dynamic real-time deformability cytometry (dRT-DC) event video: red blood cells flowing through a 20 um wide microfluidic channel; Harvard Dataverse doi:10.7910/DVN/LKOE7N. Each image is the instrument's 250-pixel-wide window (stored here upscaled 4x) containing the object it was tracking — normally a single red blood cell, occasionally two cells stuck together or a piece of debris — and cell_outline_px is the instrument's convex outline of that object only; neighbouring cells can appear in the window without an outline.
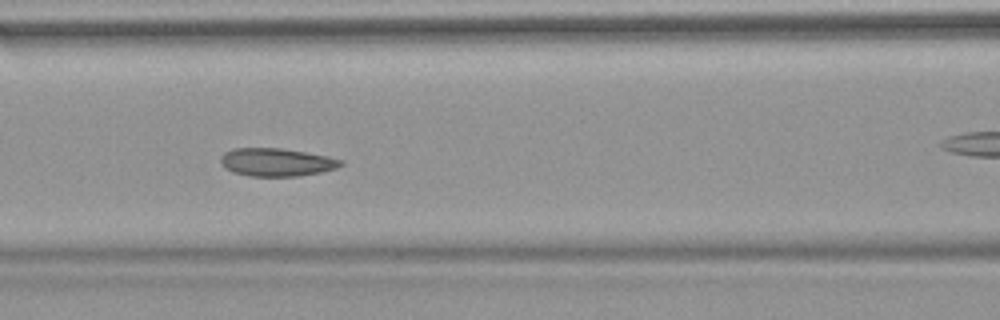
{"species": "common noctule bat (a hibernating species)", "species_latin": "Nyctalus noctula", "temperature_condition": "warm", "stored_images_in_passage": 55, "camera_frame_rate_fps": 3000, "um_per_image_px": 0.085, "animal": {"sex": "female", "body_mass_g": 18.4}, "frame": {"image": 1, "passage_image": 24, "time_ms": 7.667, "image_size_px": [1000, 320], "cell_outline_px": [[344, 164], [336, 168], [320, 172], [296, 176], [248, 176], [232, 172], [224, 168], [220, 164], [220, 156], [224, 152], [232, 148], [280, 148], [328, 156], [344, 160]], "centroid_in_image_um": [23.46, 13.78], "position_along_channel_um": 143.1, "area_um2": 19.77}, "authors_computed_cell_mechanics": {"area_um2": 20.23, "velocity_mm_per_s": 3.7921, "shape_relaxation_time_tau1_ms": null, "shape_relaxation_time_tau2_ms": 1.5997, "deformation_change_tau1": null, "deformation_change_tau2": 0.0532}}